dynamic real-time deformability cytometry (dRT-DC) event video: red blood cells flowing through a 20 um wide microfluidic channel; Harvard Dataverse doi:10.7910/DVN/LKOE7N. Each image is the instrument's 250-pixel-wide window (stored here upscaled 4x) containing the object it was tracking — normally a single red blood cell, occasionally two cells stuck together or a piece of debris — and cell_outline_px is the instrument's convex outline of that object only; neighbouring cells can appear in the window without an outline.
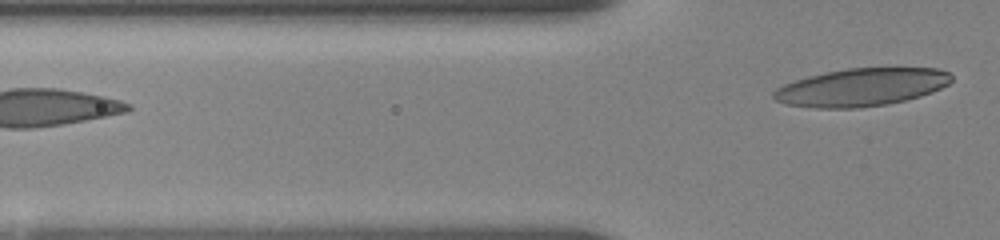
{"species": "human", "species_latin": "Homo sapiens", "temperature_condition": "room temperature", "stored_images_in_passage": 5, "segment_of_instrument_passage": [2, 2], "camera_frame_rate_fps": 3000, "um_per_image_px": 0.085, "donor": {"sex": "female"}, "frame": {"image": 1, "passage_image": 5, "time_ms": 3.667, "image_size_px": [1000, 240], "cell_outline_px": [[952, 80], [948, 84], [932, 92], [920, 96], [904, 100], [884, 104], [856, 108], [816, 108], [788, 104], [776, 100], [772, 96], [772, 92], [776, 88], [784, 84], [808, 76], [848, 68], [940, 68], [948, 72], [952, 76]], "centroid_in_image_um": [73.22, 7.41], "position_along_channel_um": 52.6, "area_um2": 38.9}}